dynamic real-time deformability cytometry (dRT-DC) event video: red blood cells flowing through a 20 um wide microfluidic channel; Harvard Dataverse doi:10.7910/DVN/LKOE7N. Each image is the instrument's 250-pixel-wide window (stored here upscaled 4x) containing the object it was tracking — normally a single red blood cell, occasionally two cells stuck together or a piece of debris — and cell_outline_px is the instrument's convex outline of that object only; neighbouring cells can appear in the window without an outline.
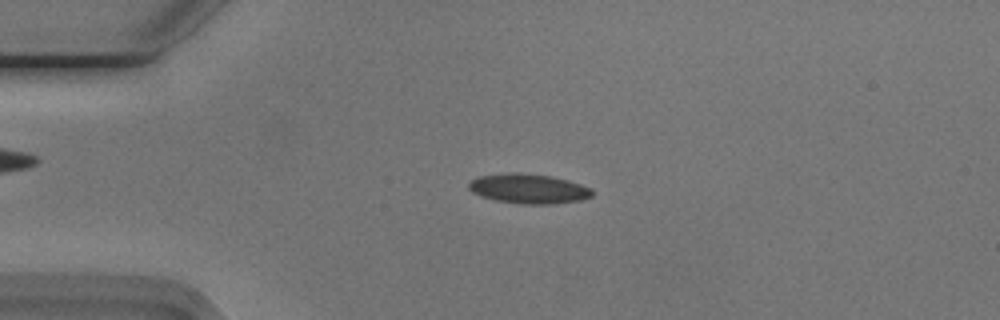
{"species": "Egyptian fruit bat (a non-hibernating species)", "species_latin": "Rousettus aegyptiacus", "temperature_condition": "cold", "stored_images_in_passage": 45, "camera_frame_rate_fps": 3000, "um_per_image_px": 0.085, "animal": {"sex": "male"}, "frame": {"image": 1, "passage_image": 12, "time_ms": 3.667, "image_size_px": [1000, 320], "cell_outline_px": [[592, 196], [580, 200], [552, 204], [520, 204], [496, 200], [480, 196], [472, 192], [468, 188], [468, 184], [472, 180], [480, 176], [504, 172], [520, 172], [552, 176], [568, 180], [592, 188]], "centroid_in_image_um": [44.92, 16.03], "position_along_channel_um": 40.1, "area_um2": 21.5}}
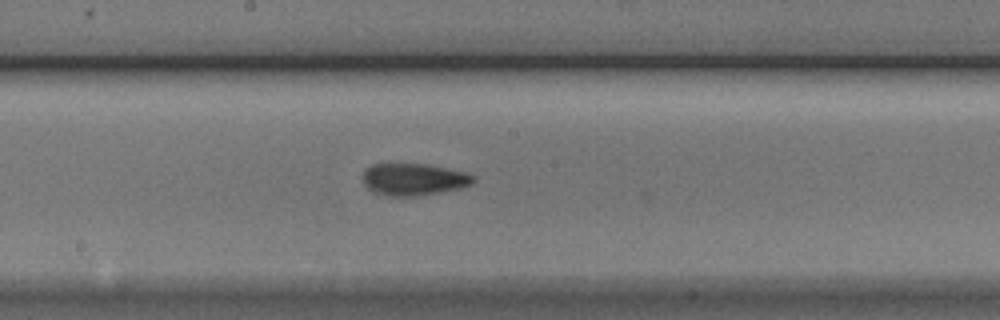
{"frame": {"image": 2, "passage_image": 28, "time_ms": 9.0, "image_size_px": [1000, 320], "cell_outline_px": [[476, 180], [472, 184], [464, 188], [420, 196], [388, 196], [372, 192], [364, 184], [364, 168], [372, 164], [388, 160], [428, 164], [464, 172], [476, 176]], "centroid_in_image_um": [35.14, 15.2], "position_along_channel_um": 213.1, "area_um2": 21.73}}
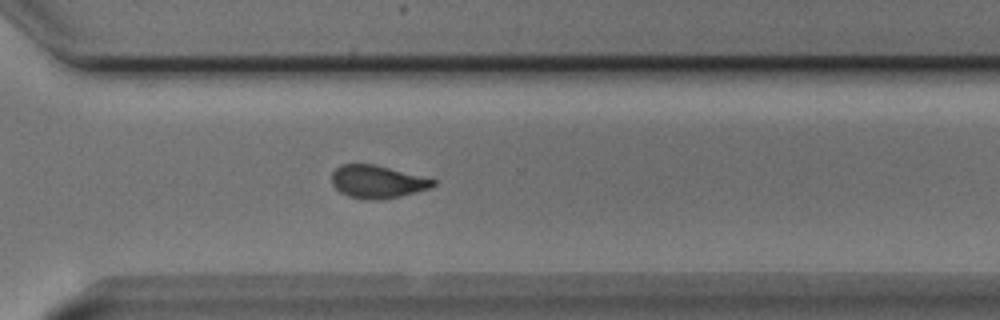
{"frame": {"image": 3, "passage_image": 38, "time_ms": 12.333, "image_size_px": [1000, 320], "cell_outline_px": [[436, 184], [432, 188], [400, 196], [376, 200], [368, 200], [348, 196], [340, 192], [332, 184], [332, 172], [340, 164], [376, 164], [436, 180]], "centroid_in_image_um": [32.07, 15.44], "position_along_channel_um": 338.5, "area_um2": 19.42}, "authors_computed_cell_mechanics": {"area_um2": 20.0566, "velocity_mm_per_s": 3.7689, "shape_relaxation_time_tau1_ms": 3.4067, "shape_relaxation_time_tau2_ms": 2.6688, "deformation_change_tau1": 0.1106, "deformation_change_tau2": 0.0914}}